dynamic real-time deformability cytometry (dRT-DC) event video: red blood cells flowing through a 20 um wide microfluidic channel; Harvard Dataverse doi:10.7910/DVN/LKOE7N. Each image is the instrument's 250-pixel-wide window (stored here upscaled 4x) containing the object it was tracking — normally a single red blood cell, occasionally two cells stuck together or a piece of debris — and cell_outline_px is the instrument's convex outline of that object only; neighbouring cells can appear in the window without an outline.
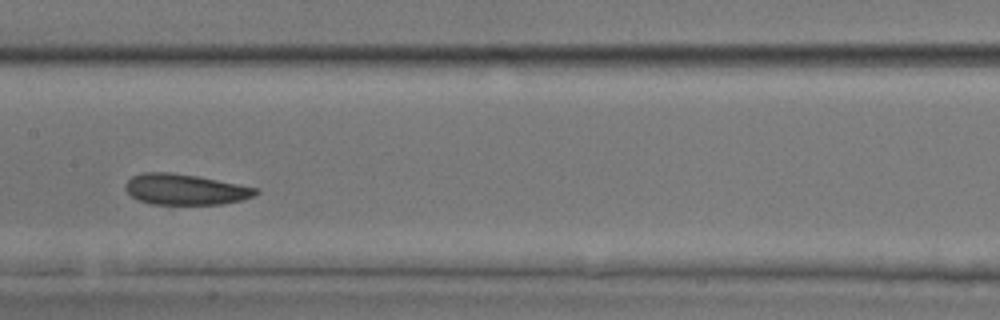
{"species": "common noctule bat (a hibernating species)", "species_latin": "Nyctalus noctula", "temperature_condition": "room temperature", "stored_images_in_passage": 25, "camera_frame_rate_fps": 3000, "um_per_image_px": 0.085, "animal": {"sex": "male", "body_mass_g": 17.9, "forearm_length_mm": 54.2}, "frame": {"image": 1, "passage_image": 10, "time_ms": 3.0, "image_size_px": [1000, 320], "cell_outline_px": [[260, 192], [252, 196], [240, 200], [224, 204], [152, 204], [136, 200], [124, 188], [124, 184], [132, 176], [144, 172], [168, 172], [196, 176], [260, 188]], "centroid_in_image_um": [15.73, 16.1], "position_along_channel_um": 191.7, "area_um2": 23.35}}
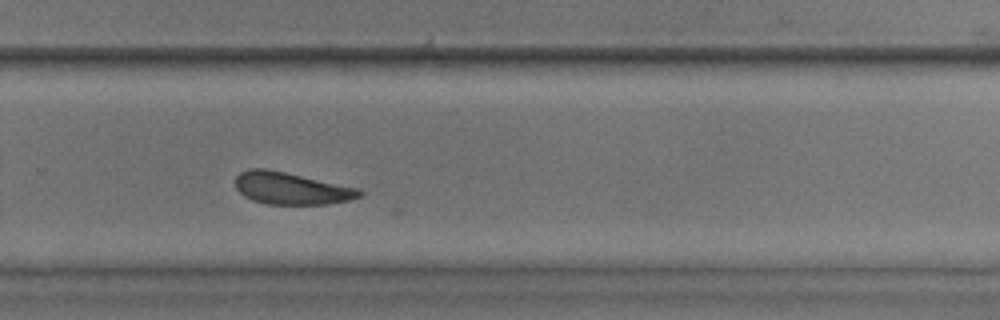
{"frame": {"image": 2, "passage_image": 18, "time_ms": 5.667, "image_size_px": [1000, 320], "cell_outline_px": [[364, 192], [360, 196], [348, 200], [328, 204], [264, 204], [252, 200], [244, 196], [236, 188], [236, 176], [240, 172], [248, 168], [264, 168], [284, 172], [360, 188]], "centroid_in_image_um": [24.74, 16.01], "position_along_channel_um": 305.1, "area_um2": 23.18}}
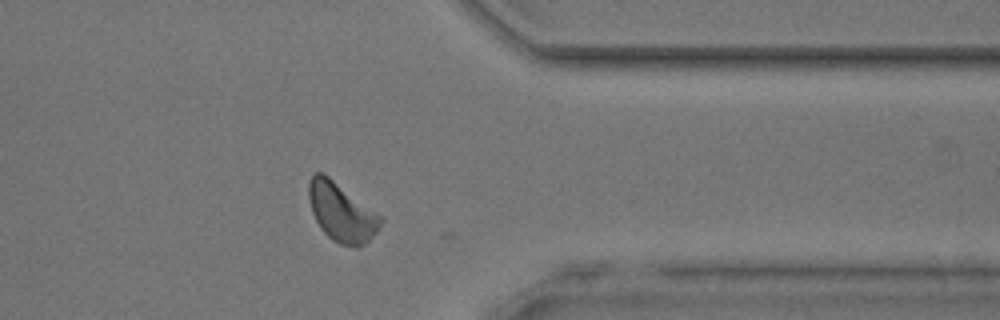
{"frame": {"image": 3, "passage_image": 24, "time_ms": 7.667, "image_size_px": [1000, 320], "cell_outline_px": [[384, 220], [380, 228], [360, 248], [356, 248], [340, 244], [332, 240], [320, 228], [312, 212], [308, 200], [308, 184], [312, 172], [320, 172], [328, 176], [384, 216]], "centroid_in_image_um": [29.05, 18.04], "position_along_channel_um": 382.4, "area_um2": 24.97}}